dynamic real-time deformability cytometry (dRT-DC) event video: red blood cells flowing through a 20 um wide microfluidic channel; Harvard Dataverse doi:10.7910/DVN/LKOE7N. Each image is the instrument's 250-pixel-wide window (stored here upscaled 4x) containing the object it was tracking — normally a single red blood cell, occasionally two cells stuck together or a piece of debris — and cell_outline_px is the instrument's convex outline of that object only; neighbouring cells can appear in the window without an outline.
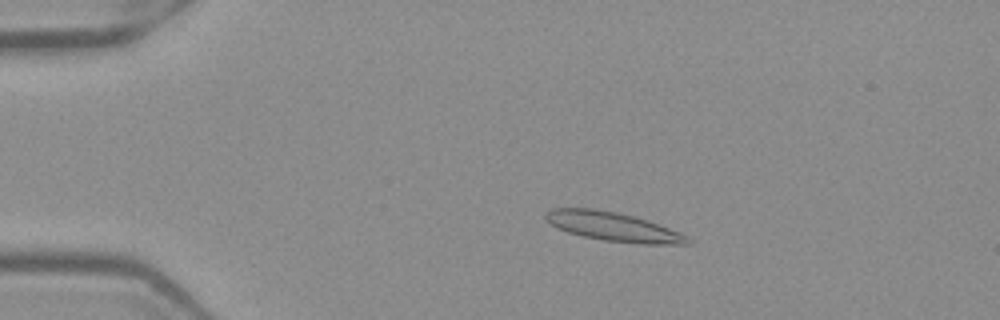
{"species": "Egyptian fruit bat (a non-hibernating species)", "species_latin": "Rousettus aegyptiacus", "temperature_condition": "warm", "stored_images_in_passage": 52, "camera_frame_rate_fps": 3000, "um_per_image_px": 0.085, "frame": {"image": 1, "passage_image": 11, "time_ms": 3.333, "image_size_px": [1000, 320], "cell_outline_px": [[692, 240], [688, 244], [644, 244], [604, 240], [584, 236], [568, 232], [556, 228], [544, 216], [552, 208], [592, 208], [616, 212], [648, 220], [680, 232], [688, 236]], "centroid_in_image_um": [52.15, 19.27], "position_along_channel_um": 32.8, "area_um2": 23.76}}
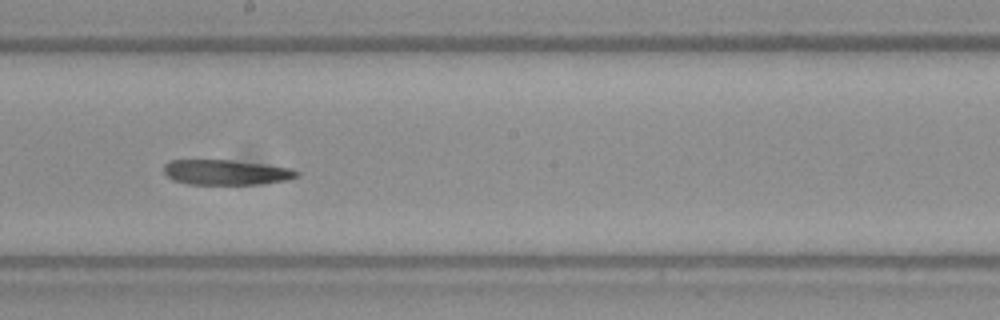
{"frame": {"image": 2, "passage_image": 30, "time_ms": 9.667, "image_size_px": [1000, 320], "cell_outline_px": [[300, 176], [288, 180], [256, 184], [188, 184], [172, 180], [164, 172], [164, 164], [168, 160], [232, 160], [292, 168], [300, 172]], "centroid_in_image_um": [19.23, 14.64], "position_along_channel_um": 229.0, "area_um2": 19.54}}
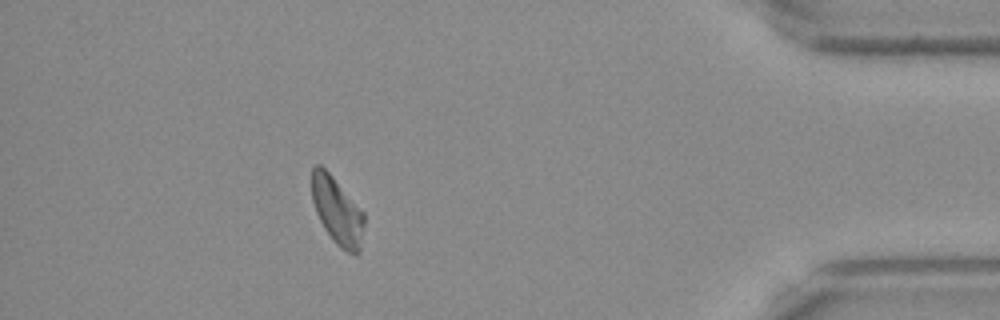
{"frame": {"image": 3, "passage_image": 47, "time_ms": 15.333, "image_size_px": [1000, 320], "cell_outline_px": [[364, 228], [360, 252], [356, 256], [340, 248], [332, 240], [324, 228], [316, 212], [312, 200], [312, 168], [316, 164], [320, 164], [332, 176], [364, 212]], "centroid_in_image_um": [28.68, 17.97], "position_along_channel_um": 406.5, "area_um2": 20.58}}